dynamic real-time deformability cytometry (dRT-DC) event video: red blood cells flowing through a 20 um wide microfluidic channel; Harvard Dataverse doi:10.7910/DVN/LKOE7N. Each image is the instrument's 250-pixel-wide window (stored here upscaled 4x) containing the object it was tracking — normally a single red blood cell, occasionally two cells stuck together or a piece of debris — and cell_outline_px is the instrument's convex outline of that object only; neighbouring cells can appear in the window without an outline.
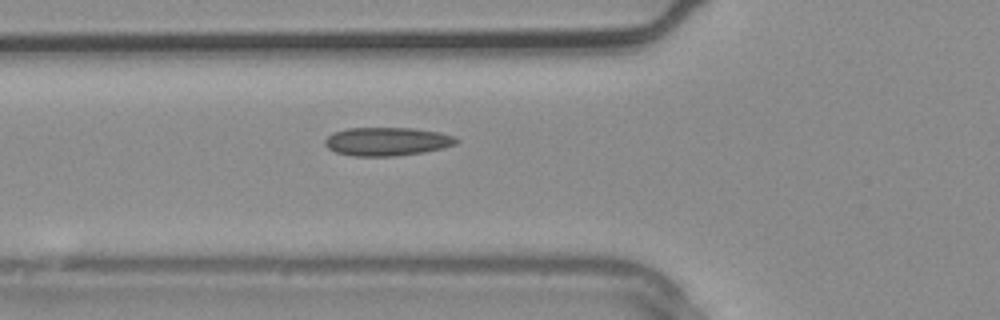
{"species": "common noctule bat (a hibernating species)", "species_latin": "Nyctalus noctula", "temperature_condition": "warm", "stored_images_in_passage": 4, "camera_frame_rate_fps": 3000, "um_per_image_px": 0.085, "animal": {"sex": "male", "body_mass_g": 20.4}, "frame": {"image": 1, "passage_image": 4, "time_ms": 1.0, "image_size_px": [1000, 320], "cell_outline_px": [[460, 140], [456, 144], [424, 152], [396, 156], [352, 156], [336, 152], [328, 148], [324, 144], [324, 140], [328, 136], [336, 132], [348, 128], [412, 128], [440, 132], [456, 136]], "centroid_in_image_um": [32.92, 12.03], "position_along_channel_um": 92.9, "area_um2": 21.79}}